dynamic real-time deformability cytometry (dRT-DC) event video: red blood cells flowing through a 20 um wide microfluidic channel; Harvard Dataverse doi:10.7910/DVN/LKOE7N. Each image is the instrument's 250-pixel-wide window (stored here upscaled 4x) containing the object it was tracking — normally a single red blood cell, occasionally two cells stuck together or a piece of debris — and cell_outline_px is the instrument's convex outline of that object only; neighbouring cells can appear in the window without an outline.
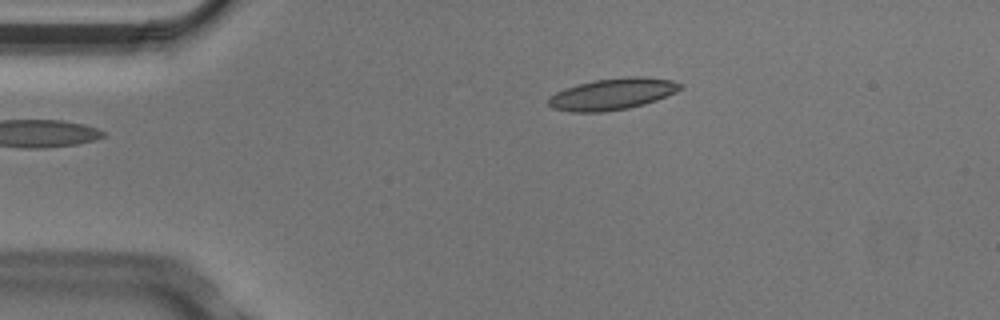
{"species": "Egyptian fruit bat (a non-hibernating species)", "species_latin": "Rousettus aegyptiacus", "temperature_condition": "cold", "stored_images_in_passage": 5, "camera_frame_rate_fps": 3000, "um_per_image_px": 0.085, "animal": {"sex": "male"}, "frame": {"image": 1, "passage_image": 5, "time_ms": 1.333, "image_size_px": [1000, 320], "cell_outline_px": [[684, 88], [676, 92], [656, 100], [644, 104], [628, 108], [604, 112], [568, 112], [552, 108], [548, 104], [548, 100], [556, 92], [564, 88], [596, 80], [624, 76], [644, 76], [672, 80], [684, 84]], "centroid_in_image_um": [52.1, 7.99], "position_along_channel_um": 32.9, "area_um2": 24.33}}